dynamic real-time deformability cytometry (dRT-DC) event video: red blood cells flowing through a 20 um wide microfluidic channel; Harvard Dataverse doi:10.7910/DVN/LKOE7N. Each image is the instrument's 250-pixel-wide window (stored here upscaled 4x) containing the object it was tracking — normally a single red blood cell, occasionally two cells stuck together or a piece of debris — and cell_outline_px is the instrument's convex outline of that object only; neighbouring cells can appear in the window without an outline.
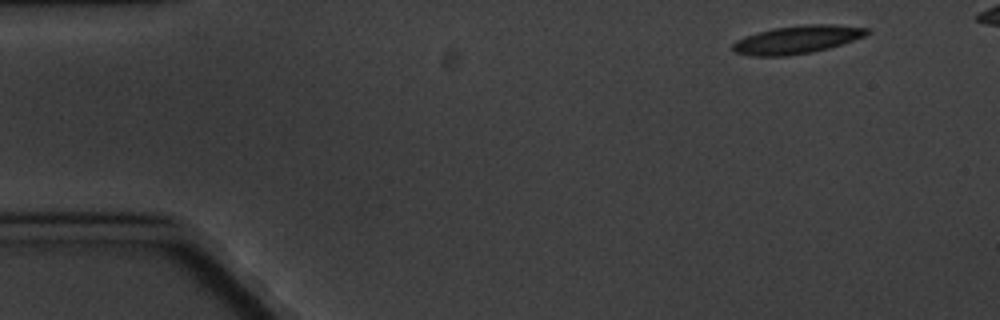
{"species": "common noctule bat (a hibernating species)", "species_latin": "Nyctalus noctula", "temperature_condition": "cold", "stored_images_in_passage": 5, "camera_frame_rate_fps": 3000, "um_per_image_px": 0.085, "animal": {"sex": "male", "body_mass_g": 20.1, "forearm_length_mm": 53.5}, "frame": {"image": 1, "passage_image": 1, "time_ms": 0.0, "image_size_px": [1000, 320], "cell_outline_px": [[872, 32], [864, 36], [828, 48], [812, 52], [784, 56], [752, 56], [736, 52], [732, 48], [732, 44], [736, 40], [756, 32], [772, 28], [804, 24], [836, 24], [868, 28]], "centroid_in_image_um": [67.75, 3.35], "position_along_channel_um": 17.2, "area_um2": 21.91}}